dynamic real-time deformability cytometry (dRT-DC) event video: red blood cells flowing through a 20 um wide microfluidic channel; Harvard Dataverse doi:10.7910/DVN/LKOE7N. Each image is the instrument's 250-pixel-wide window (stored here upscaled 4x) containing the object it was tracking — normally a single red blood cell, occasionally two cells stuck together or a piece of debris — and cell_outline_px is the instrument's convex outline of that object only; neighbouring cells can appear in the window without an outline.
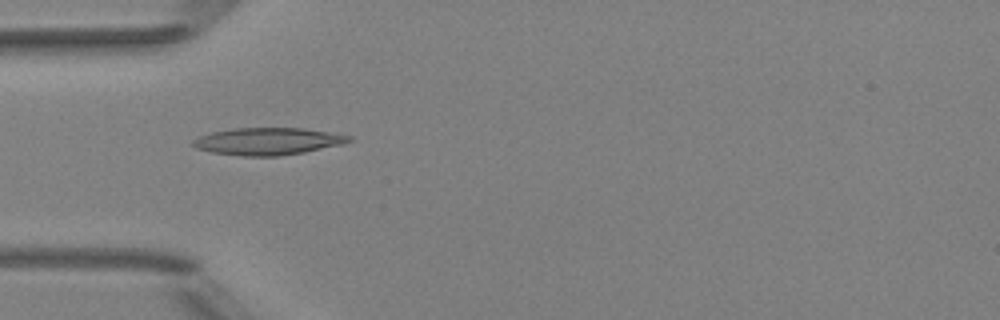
{"species": "Egyptian fruit bat (a non-hibernating species)", "species_latin": "Rousettus aegyptiacus", "temperature_condition": "room temperature", "stored_images_in_passage": 6, "camera_frame_rate_fps": 3000, "um_per_image_px": 0.085, "animal": {"sex": "female"}, "frame": {"image": 1, "passage_image": 4, "time_ms": 1.0, "image_size_px": [1000, 320], "cell_outline_px": [[352, 140], [344, 144], [304, 152], [276, 156], [240, 156], [212, 152], [196, 148], [192, 144], [192, 140], [200, 136], [212, 132], [232, 128], [304, 128], [352, 136]], "centroid_in_image_um": [22.77, 12.01], "position_along_channel_um": 62.2, "area_um2": 24.68}}
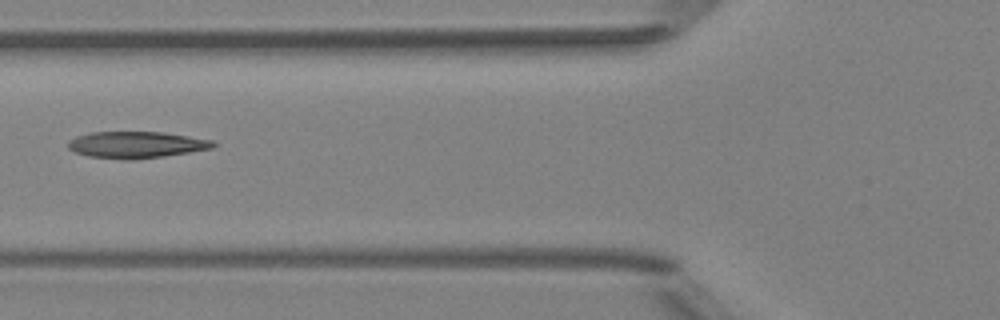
{"frame": {"image": 2, "passage_image": 5, "time_ms": 1.333, "image_size_px": [1000, 320], "cell_outline_px": [[216, 144], [212, 148], [164, 156], [132, 160], [128, 160], [88, 156], [76, 152], [68, 148], [68, 140], [76, 136], [92, 132], [164, 132], [212, 140]], "centroid_in_image_um": [11.56, 12.3], "position_along_channel_um": 114.2, "area_um2": 22.37}}
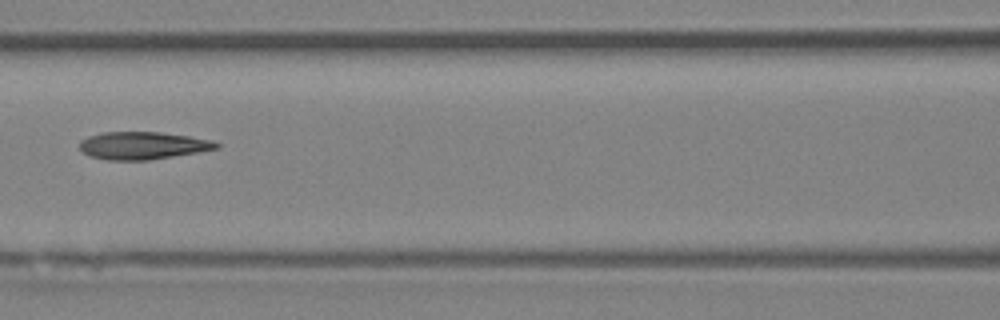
{"frame": {"image": 3, "passage_image": 6, "time_ms": 1.667, "image_size_px": [1000, 320], "cell_outline_px": [[220, 148], [148, 160], [108, 160], [88, 156], [80, 148], [80, 140], [88, 136], [100, 132], [160, 132], [188, 136], [212, 140], [220, 144]], "centroid_in_image_um": [12.1, 12.36], "position_along_channel_um": 154.5, "area_um2": 21.91}}